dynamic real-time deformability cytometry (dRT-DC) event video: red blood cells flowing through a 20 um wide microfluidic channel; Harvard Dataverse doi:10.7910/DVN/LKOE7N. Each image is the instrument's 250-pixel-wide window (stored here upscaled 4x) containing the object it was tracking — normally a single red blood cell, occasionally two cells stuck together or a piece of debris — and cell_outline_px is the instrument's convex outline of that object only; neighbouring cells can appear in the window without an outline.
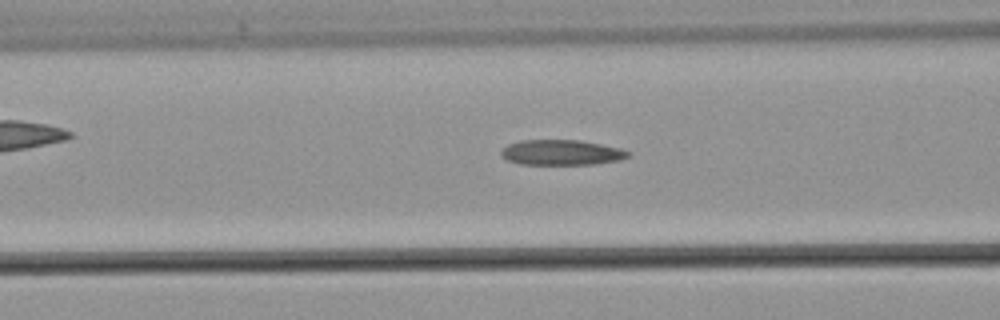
{"species": "common noctule bat (a hibernating species)", "species_latin": "Nyctalus noctula", "temperature_condition": "warm", "stored_images_in_passage": 32, "camera_frame_rate_fps": 3000, "um_per_image_px": 0.085, "animal": {"sex": "male", "body_mass_g": 21.5, "forearm_length_mm": 52.0}, "frame": {"image": 1, "passage_image": 14, "time_ms": 4.333, "image_size_px": [1000, 320], "cell_outline_px": [[632, 156], [620, 160], [592, 164], [520, 164], [508, 160], [500, 156], [500, 152], [508, 144], [520, 140], [580, 140], [620, 148], [632, 152]], "centroid_in_image_um": [47.75, 12.96], "position_along_channel_um": 118.9, "area_um2": 18.79}}